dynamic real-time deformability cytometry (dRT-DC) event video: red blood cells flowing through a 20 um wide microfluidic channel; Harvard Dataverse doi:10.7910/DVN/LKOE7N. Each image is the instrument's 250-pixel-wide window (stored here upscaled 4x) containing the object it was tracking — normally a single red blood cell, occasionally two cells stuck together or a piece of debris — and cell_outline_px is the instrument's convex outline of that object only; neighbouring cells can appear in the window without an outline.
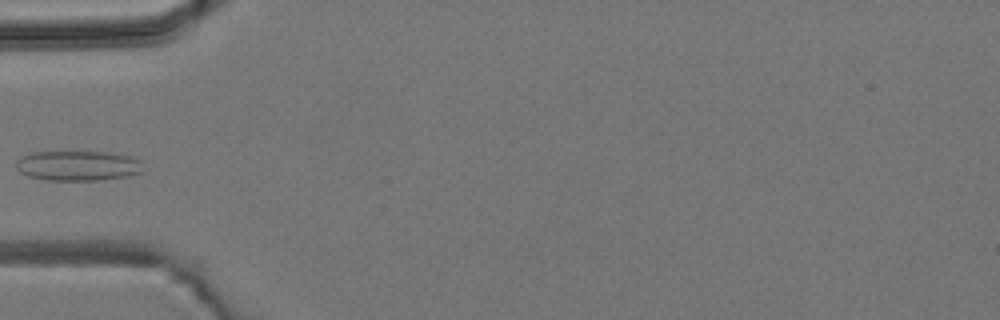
{"species": "common noctule bat (a hibernating species)", "species_latin": "Nyctalus noctula", "temperature_condition": "room temperature", "stored_images_in_passage": 6, "camera_frame_rate_fps": 3000, "um_per_image_px": 0.085, "animal": {"sex": "male", "body_mass_g": 19.2, "forearm_length_mm": 51.8}, "frame": {"image": 1, "passage_image": 5, "time_ms": 4.667, "image_size_px": [1000, 320], "cell_outline_px": [[144, 172], [128, 176], [96, 180], [48, 180], [28, 176], [20, 172], [16, 168], [16, 160], [20, 156], [32, 152], [104, 152], [132, 156], [140, 160]], "centroid_in_image_um": [6.62, 14.08], "position_along_channel_um": 78.4, "area_um2": 22.31}}